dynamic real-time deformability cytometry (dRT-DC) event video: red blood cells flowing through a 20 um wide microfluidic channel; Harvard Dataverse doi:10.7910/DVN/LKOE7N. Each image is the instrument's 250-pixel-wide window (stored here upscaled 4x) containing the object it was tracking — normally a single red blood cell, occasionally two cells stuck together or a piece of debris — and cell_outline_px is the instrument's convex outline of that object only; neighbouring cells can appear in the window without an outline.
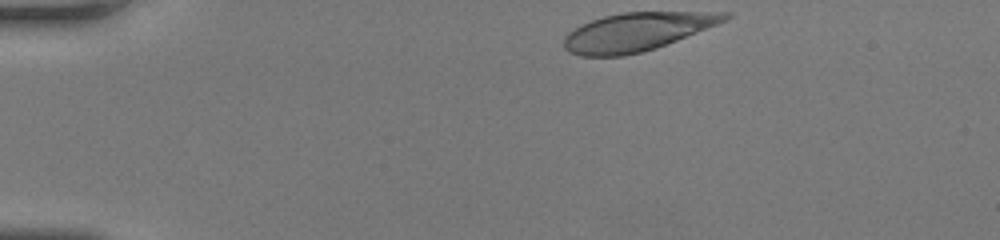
{"species": "human", "species_latin": "Homo sapiens", "temperature_condition": "room temperature", "stored_images_in_passage": 34, "camera_frame_rate_fps": 3000, "um_per_image_px": 0.085, "donor": {"sex": "female"}, "frame": {"image": 1, "passage_image": 1, "time_ms": 0.0, "image_size_px": [1000, 240], "cell_outline_px": [[732, 16], [716, 24], [656, 48], [624, 56], [580, 56], [568, 52], [564, 48], [564, 36], [568, 32], [580, 24], [604, 16], [620, 12], [732, 12]], "centroid_in_image_um": [54.07, 2.7], "position_along_channel_um": 30.9, "area_um2": 35.66}}
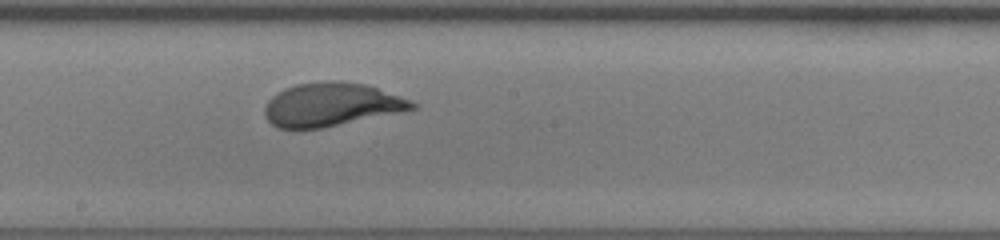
{"frame": {"image": 2, "passage_image": 20, "time_ms": 6.333, "image_size_px": [1000, 240], "cell_outline_px": [[420, 104], [416, 108], [320, 128], [276, 128], [264, 116], [264, 108], [268, 100], [276, 92], [284, 88], [296, 84], [328, 80], [340, 80], [364, 84], [376, 88]], "centroid_in_image_um": [28.09, 8.87], "position_along_channel_um": 220.1, "area_um2": 36.88}}
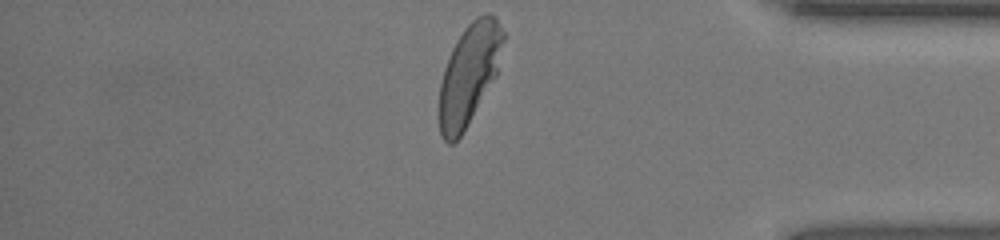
{"frame": {"image": 3, "passage_image": 34, "time_ms": 11.0, "image_size_px": [1000, 240], "cell_outline_px": [[504, 40], [496, 76], [460, 136], [452, 144], [448, 144], [440, 136], [440, 84], [444, 68], [452, 48], [456, 40], [464, 28], [476, 16], [484, 12], [488, 12], [496, 20], [504, 32]], "centroid_in_image_um": [39.87, 6.28], "position_along_channel_um": 395.3, "area_um2": 36.99}, "authors_computed_cell_mechanics": {"area_um2": 37.4544, "velocity_mm_per_s": 4.227, "shape_relaxation_time_tau1_ms": 2.7204, "shape_relaxation_time_tau2_ms": null, "deformation_change_tau1": 0.1836, "deformation_change_tau2": null}}